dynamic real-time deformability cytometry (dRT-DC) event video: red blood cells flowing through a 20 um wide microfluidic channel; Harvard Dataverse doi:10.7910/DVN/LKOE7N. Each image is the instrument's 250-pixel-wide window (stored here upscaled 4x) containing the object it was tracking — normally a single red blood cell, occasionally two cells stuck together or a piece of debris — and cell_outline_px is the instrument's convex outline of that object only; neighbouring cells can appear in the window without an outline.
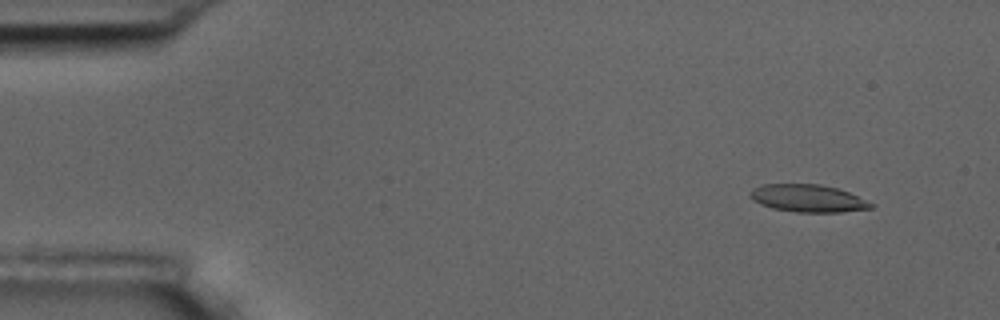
{"species": "common noctule bat (a hibernating species)", "species_latin": "Nyctalus noctula", "temperature_condition": "room temperature", "stored_images_in_passage": 5, "camera_frame_rate_fps": 3000, "um_per_image_px": 0.085, "animal": {"sex": "male", "body_mass_g": 17.5, "forearm_length_mm": 52.3}, "frame": {"image": 1, "passage_image": 2, "time_ms": 1.0, "image_size_px": [1000, 320], "cell_outline_px": [[876, 204], [872, 208], [840, 212], [796, 212], [772, 208], [760, 204], [752, 200], [752, 188], [760, 184], [820, 184], [836, 188], [848, 192]], "centroid_in_image_um": [68.68, 16.86], "position_along_channel_um": 16.3, "area_um2": 19.31}}
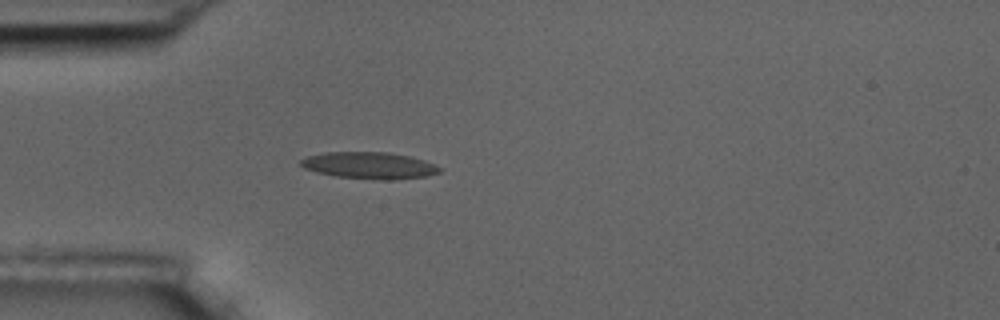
{"frame": {"image": 2, "passage_image": 5, "time_ms": 4.667, "image_size_px": [1000, 320], "cell_outline_px": [[444, 168], [440, 172], [428, 176], [396, 180], [372, 180], [336, 176], [316, 172], [304, 168], [300, 164], [300, 160], [308, 156], [324, 152], [388, 152], [408, 156], [424, 160]], "centroid_in_image_um": [31.43, 14.07], "position_along_channel_um": 53.6, "area_um2": 21.91}}